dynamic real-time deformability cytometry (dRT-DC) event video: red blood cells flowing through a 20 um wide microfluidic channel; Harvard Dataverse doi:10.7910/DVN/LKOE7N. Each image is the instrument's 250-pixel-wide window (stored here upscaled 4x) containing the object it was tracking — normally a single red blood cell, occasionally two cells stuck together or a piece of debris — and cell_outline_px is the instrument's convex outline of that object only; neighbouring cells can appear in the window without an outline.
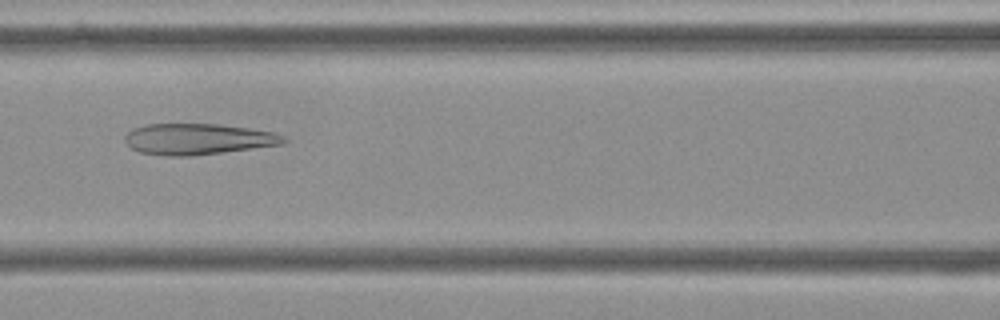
{"species": "Egyptian fruit bat (a non-hibernating species)", "species_latin": "Rousettus aegyptiacus", "temperature_condition": "cold", "stored_images_in_passage": 54, "camera_frame_rate_fps": 3000, "um_per_image_px": 0.085, "frame": {"image": 1, "passage_image": 23, "time_ms": 7.333, "image_size_px": [1000, 320], "cell_outline_px": [[288, 140], [280, 144], [192, 156], [168, 156], [140, 152], [132, 148], [124, 140], [124, 136], [132, 128], [144, 124], [216, 124], [248, 128], [272, 132], [284, 136]], "centroid_in_image_um": [16.76, 11.81], "position_along_channel_um": 149.8, "area_um2": 28.44}}
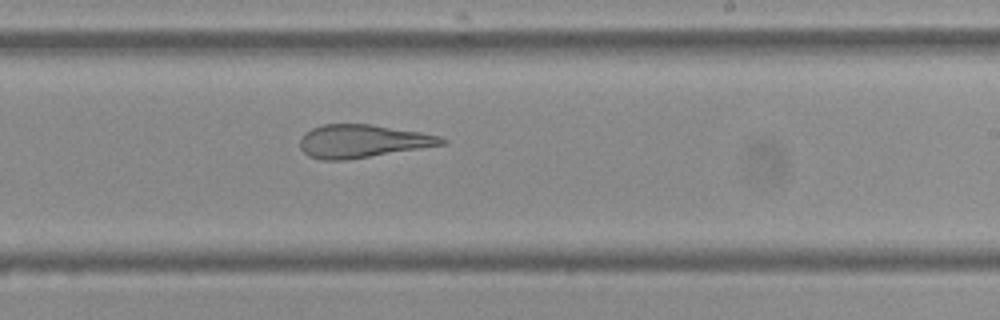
{"frame": {"image": 2, "passage_image": 32, "time_ms": 10.333, "image_size_px": [1000, 320], "cell_outline_px": [[448, 144], [344, 160], [320, 160], [308, 156], [300, 148], [300, 140], [304, 132], [320, 124], [372, 124], [420, 132], [440, 136], [448, 140]], "centroid_in_image_um": [30.8, 11.99], "position_along_channel_um": 258.2, "area_um2": 27.4}}
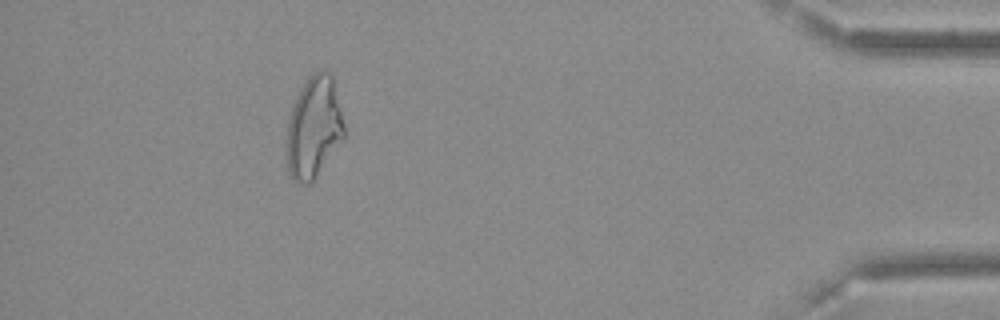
{"frame": {"image": 3, "passage_image": 49, "time_ms": 16.0, "image_size_px": [1000, 320], "cell_outline_px": [[348, 136], [312, 184], [300, 184], [292, 180], [288, 168], [288, 120], [296, 96], [300, 88], [308, 76], [320, 68], [328, 72], [332, 76]], "centroid_in_image_um": [26.73, 10.87], "position_along_channel_um": 408.5, "area_um2": 34.8}}